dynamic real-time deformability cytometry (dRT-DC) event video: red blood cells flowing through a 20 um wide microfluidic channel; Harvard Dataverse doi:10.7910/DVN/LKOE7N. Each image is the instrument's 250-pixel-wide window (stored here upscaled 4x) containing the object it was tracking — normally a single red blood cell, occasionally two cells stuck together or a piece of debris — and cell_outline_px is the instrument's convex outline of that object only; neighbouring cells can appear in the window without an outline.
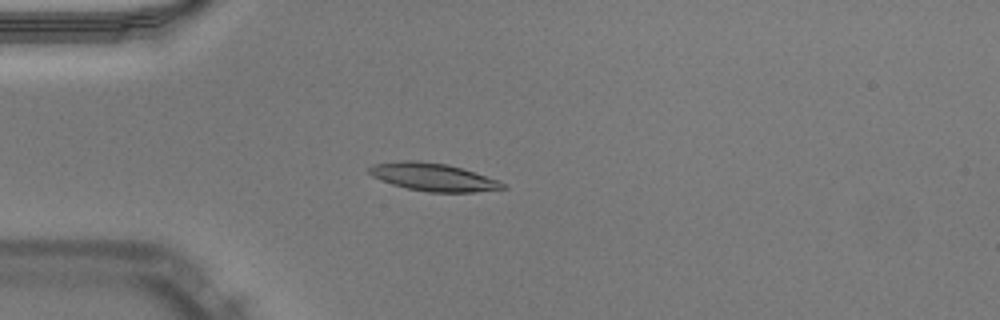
{"species": "Egyptian fruit bat (a non-hibernating species)", "species_latin": "Rousettus aegyptiacus", "temperature_condition": "warm", "stored_images_in_passage": 50, "camera_frame_rate_fps": 3000, "um_per_image_px": 0.085, "animal": {"sex": "male"}, "frame": {"image": 1, "passage_image": 13, "time_ms": 4.0, "image_size_px": [1000, 320], "cell_outline_px": [[508, 188], [476, 192], [428, 192], [408, 188], [392, 184], [372, 176], [368, 172], [368, 168], [376, 164], [404, 160], [412, 160], [448, 164], [496, 180], [504, 184]], "centroid_in_image_um": [36.8, 15.06], "position_along_channel_um": 48.2, "area_um2": 21.21}}
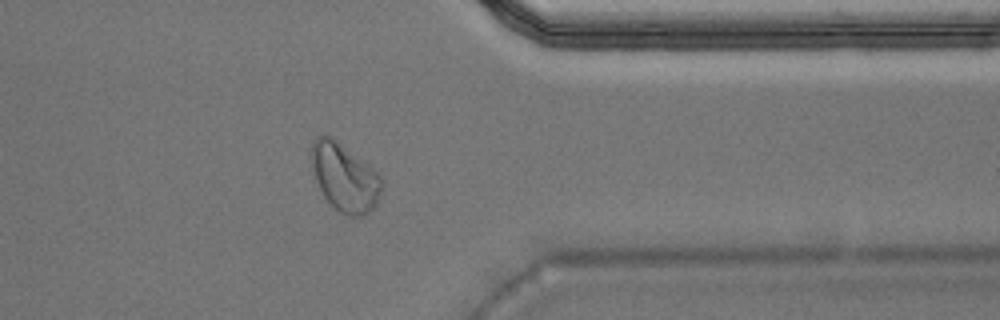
{"frame": {"image": 2, "passage_image": 40, "time_ms": 13.0, "image_size_px": [1000, 320], "cell_outline_px": [[384, 188], [376, 204], [368, 212], [360, 216], [352, 216], [340, 212], [324, 196], [316, 180], [312, 168], [312, 144], [316, 136], [328, 136], [336, 140], [368, 164], [380, 176], [384, 184]], "centroid_in_image_um": [29.32, 15.08], "position_along_channel_um": 382.1, "area_um2": 27.34}}
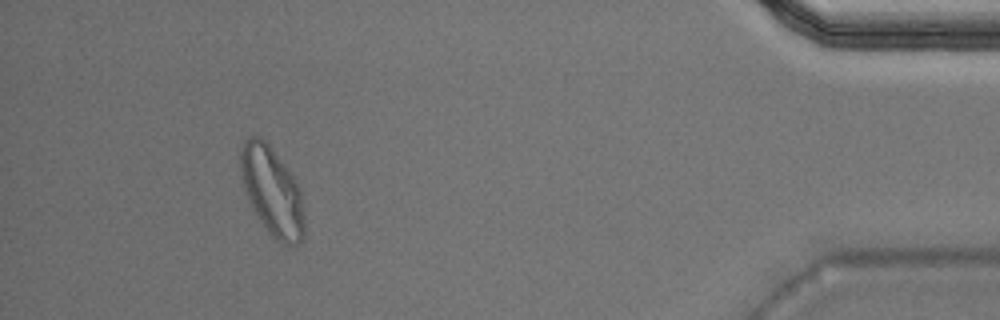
{"frame": {"image": 3, "passage_image": 46, "time_ms": 15.0, "image_size_px": [1000, 320], "cell_outline_px": [[304, 240], [288, 248], [276, 240], [268, 232], [260, 220], [244, 188], [240, 176], [240, 152], [244, 140], [248, 136], [260, 136], [268, 144], [288, 168], [300, 188], [304, 216]], "centroid_in_image_um": [23.14, 16.27], "position_along_channel_um": 412.1, "area_um2": 33.0}, "authors_computed_cell_mechanics": {"area_um2": 20.5768, "velocity_mm_per_s": 3.971, "shape_relaxation_time_tau1_ms": null, "shape_relaxation_time_tau2_ms": 3.3263, "deformation_change_tau1": null, "deformation_change_tau2": 0.0819}}